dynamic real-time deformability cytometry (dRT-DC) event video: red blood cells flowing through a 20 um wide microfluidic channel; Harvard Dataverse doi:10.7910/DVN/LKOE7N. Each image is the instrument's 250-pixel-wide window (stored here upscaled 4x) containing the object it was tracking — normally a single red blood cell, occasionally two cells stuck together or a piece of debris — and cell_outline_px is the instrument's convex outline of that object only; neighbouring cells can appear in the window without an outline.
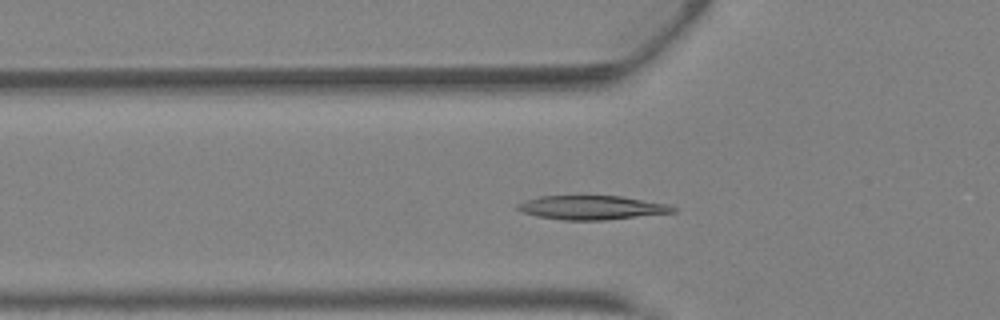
{"species": "Egyptian fruit bat (a non-hibernating species)", "species_latin": "Rousettus aegyptiacus", "temperature_condition": "warm", "stored_images_in_passage": 35, "camera_frame_rate_fps": 3000, "um_per_image_px": 0.085, "animal": {"sex": "female"}, "frame": {"image": 1, "passage_image": 8, "time_ms": 2.333, "image_size_px": [1000, 320], "cell_outline_px": [[676, 212], [604, 220], [564, 220], [536, 216], [524, 212], [516, 208], [516, 204], [524, 200], [540, 196], [620, 196], [668, 204], [676, 208]], "centroid_in_image_um": [50.28, 17.64], "position_along_channel_um": 75.5, "area_um2": 21.62}}
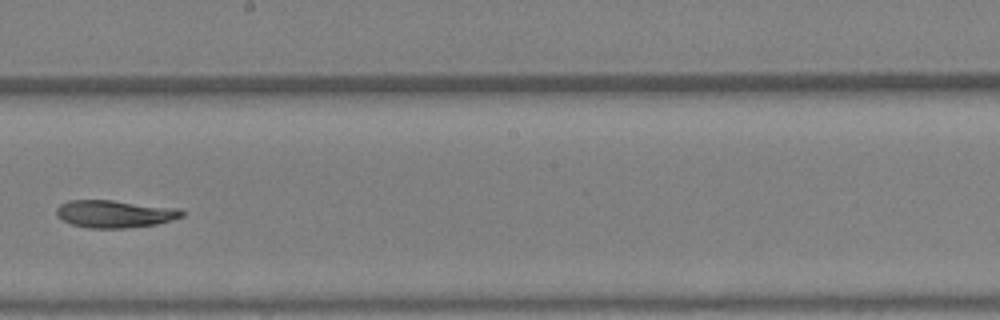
{"frame": {"image": 2, "passage_image": 18, "time_ms": 5.667, "image_size_px": [1000, 320], "cell_outline_px": [[184, 216], [172, 220], [156, 224], [124, 228], [88, 228], [72, 224], [56, 216], [56, 208], [60, 204], [68, 200], [112, 200], [176, 208], [184, 212]], "centroid_in_image_um": [9.72, 18.17], "position_along_channel_um": 238.5, "area_um2": 20.0}}
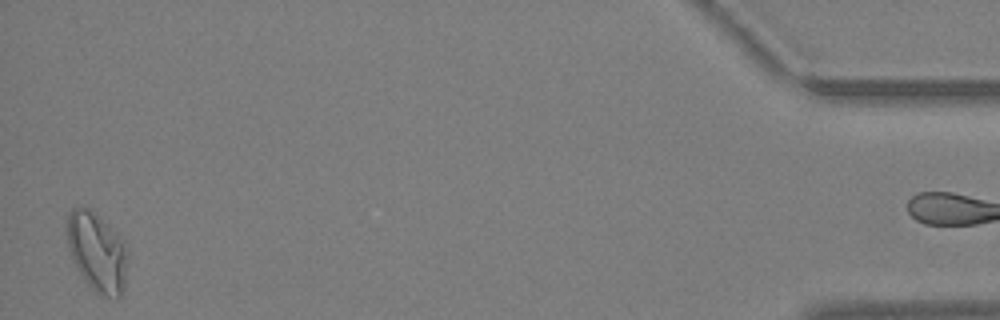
{"frame": {"image": 3, "passage_image": 35, "time_ms": 11.333, "image_size_px": [1000, 320], "cell_outline_px": [[128, 252], [124, 288], [120, 296], [100, 296], [84, 280], [72, 260], [68, 248], [68, 212], [72, 208], [88, 208], [108, 224], [124, 240]], "centroid_in_image_um": [8.27, 21.43], "position_along_channel_um": 426.9, "area_um2": 27.8}}